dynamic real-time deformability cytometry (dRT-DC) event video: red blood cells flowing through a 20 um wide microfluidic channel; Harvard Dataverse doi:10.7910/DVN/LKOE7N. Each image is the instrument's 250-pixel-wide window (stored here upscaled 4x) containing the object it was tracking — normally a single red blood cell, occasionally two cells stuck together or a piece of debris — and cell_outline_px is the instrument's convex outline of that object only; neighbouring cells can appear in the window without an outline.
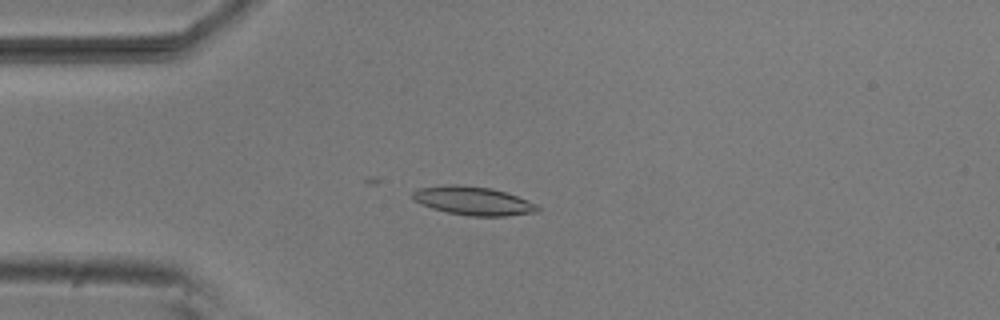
{"species": "common noctule bat (a hibernating species)", "species_latin": "Nyctalus noctula", "temperature_condition": "room temperature", "stored_images_in_passage": 20, "camera_frame_rate_fps": 3000, "um_per_image_px": 0.085, "animal": {"sex": "male", "body_mass_g": 20.5, "forearm_length_mm": 52.5}, "frame": {"image": 1, "passage_image": 13, "time_ms": 4.0, "image_size_px": [1000, 320], "cell_outline_px": [[540, 208], [536, 212], [504, 216], [472, 216], [448, 212], [432, 208], [420, 204], [412, 196], [412, 192], [416, 188], [452, 184], [456, 184], [492, 188], [528, 200], [536, 204]], "centroid_in_image_um": [40.2, 17.06], "position_along_channel_um": 44.8, "area_um2": 20.63}}
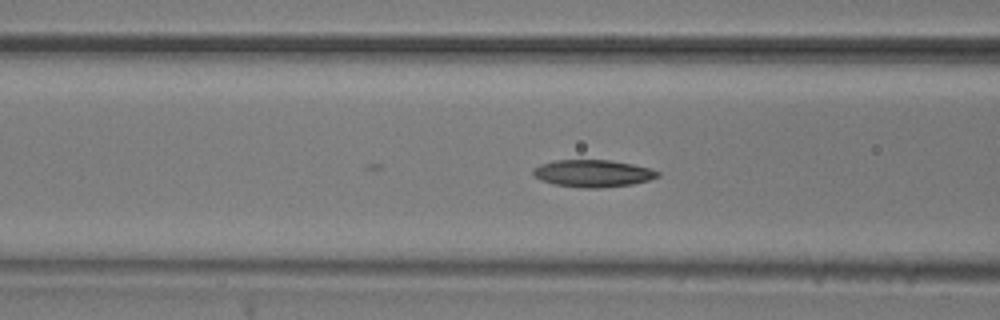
{"frame": {"image": 2, "passage_image": 20, "time_ms": 6.333, "image_size_px": [1000, 320], "cell_outline_px": [[660, 176], [648, 180], [632, 184], [600, 188], [584, 188], [556, 184], [540, 180], [532, 176], [532, 168], [540, 164], [556, 160], [608, 160], [632, 164], [648, 168], [660, 172]], "centroid_in_image_um": [50.35, 14.74], "position_along_channel_um": 116.2, "area_um2": 19.71}}